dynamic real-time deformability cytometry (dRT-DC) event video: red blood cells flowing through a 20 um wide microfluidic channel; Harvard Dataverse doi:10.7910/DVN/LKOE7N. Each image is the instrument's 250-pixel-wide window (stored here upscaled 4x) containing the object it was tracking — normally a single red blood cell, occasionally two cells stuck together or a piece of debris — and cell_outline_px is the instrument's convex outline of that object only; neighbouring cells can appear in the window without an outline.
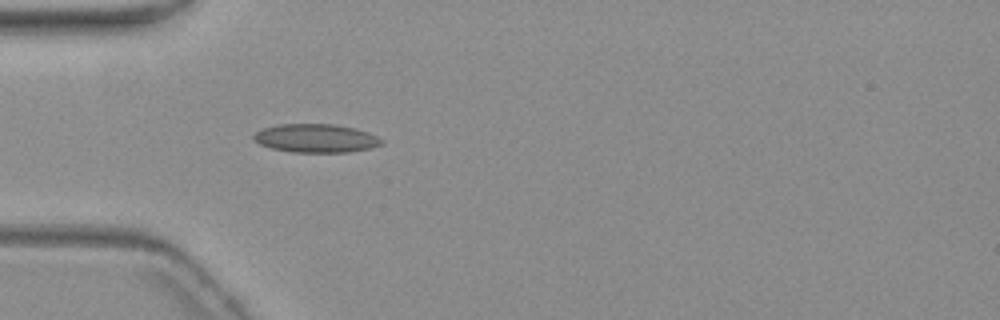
{"species": "common noctule bat (a hibernating species)", "species_latin": "Nyctalus noctula", "temperature_condition": "warm", "stored_images_in_passage": 1, "camera_frame_rate_fps": 3000, "um_per_image_px": 0.085, "animal": {"sex": "female", "body_mass_g": 19.3, "forearm_length_mm": 54.1}, "frame": {"image": 1, "passage_image": 1, "time_ms": 0.0, "image_size_px": [1000, 320], "cell_outline_px": [[384, 144], [372, 148], [348, 152], [292, 152], [272, 148], [260, 144], [252, 140], [252, 136], [256, 132], [264, 128], [280, 124], [332, 124], [352, 128], [368, 132], [384, 140]], "centroid_in_image_um": [26.86, 11.76], "position_along_channel_um": 58.1, "area_um2": 21.21}}